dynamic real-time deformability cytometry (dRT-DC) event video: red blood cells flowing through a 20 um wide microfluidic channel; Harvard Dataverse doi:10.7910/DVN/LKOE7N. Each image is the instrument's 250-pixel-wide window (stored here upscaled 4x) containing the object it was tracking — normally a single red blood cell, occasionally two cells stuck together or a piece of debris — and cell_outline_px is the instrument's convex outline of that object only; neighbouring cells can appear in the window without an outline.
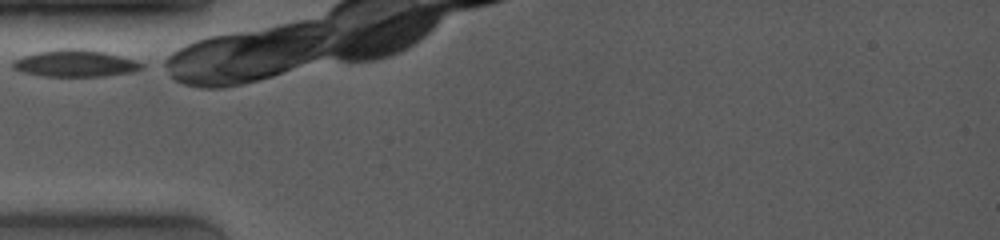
{"species": "common noctule bat (a hibernating species)", "species_latin": "Nyctalus noctula", "temperature_condition": "room temperature", "stored_images_in_passage": 29, "camera_frame_rate_fps": 4000, "um_per_image_px": 0.085, "animal": {"sex": "female", "body_mass_g": 19.0, "forearm_length_mm": 53.3}, "frame": {"image": 1, "passage_image": 1, "time_ms": 0.0, "image_size_px": [1000, 240], "cell_outline_px": [[144, 68], [132, 72], [104, 76], [44, 76], [24, 72], [12, 68], [12, 60], [24, 56], [40, 52], [60, 48], [80, 48], [104, 52], [136, 60], [144, 64]], "centroid_in_image_um": [6.42, 5.38], "position_along_channel_um": 78.6, "area_um2": 20.11}}